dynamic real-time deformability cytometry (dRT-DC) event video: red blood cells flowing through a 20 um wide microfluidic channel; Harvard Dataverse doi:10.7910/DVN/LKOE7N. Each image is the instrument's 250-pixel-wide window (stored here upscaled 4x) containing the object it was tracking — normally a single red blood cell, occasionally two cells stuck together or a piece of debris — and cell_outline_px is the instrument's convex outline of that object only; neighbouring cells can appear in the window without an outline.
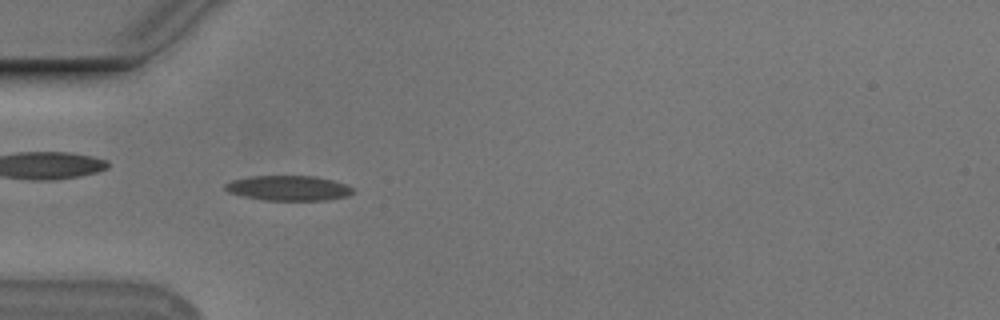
{"species": "Egyptian fruit bat (a non-hibernating species)", "species_latin": "Rousettus aegyptiacus", "temperature_condition": "cold", "stored_images_in_passage": 50, "camera_frame_rate_fps": 3000, "um_per_image_px": 0.085, "animal": {"sex": "male"}, "frame": {"image": 1, "passage_image": 12, "time_ms": 3.667, "image_size_px": [1000, 320], "cell_outline_px": [[352, 192], [348, 196], [328, 200], [264, 200], [240, 196], [228, 192], [224, 188], [224, 184], [232, 180], [252, 176], [312, 176], [332, 180], [344, 184], [352, 188]], "centroid_in_image_um": [24.47, 15.99], "position_along_channel_um": 60.5, "area_um2": 18.55}}
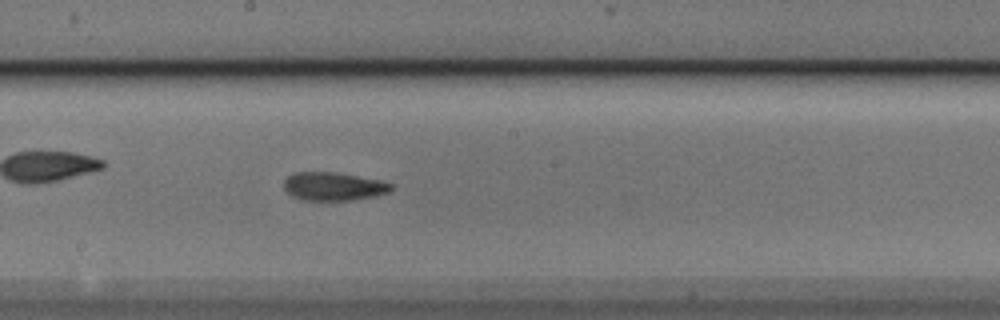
{"frame": {"image": 2, "passage_image": 25, "time_ms": 8.0, "image_size_px": [1000, 320], "cell_outline_px": [[392, 188], [388, 192], [376, 196], [352, 200], [300, 200], [292, 196], [284, 188], [284, 180], [288, 176], [296, 172], [336, 172], [380, 180], [392, 184]], "centroid_in_image_um": [28.33, 15.84], "position_along_channel_um": 219.9, "area_um2": 17.69}}
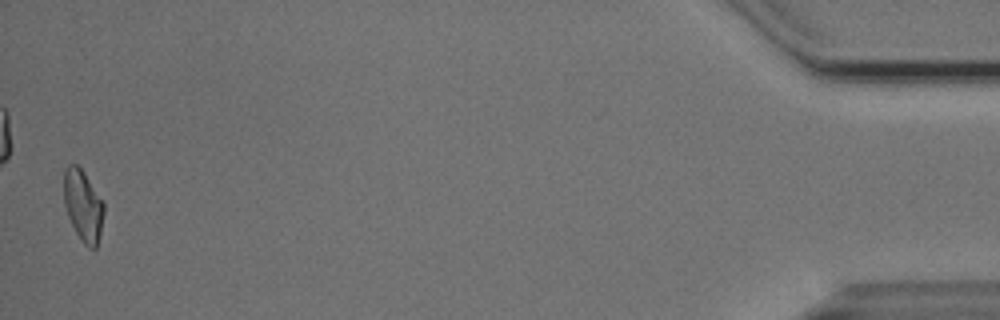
{"frame": {"image": 3, "passage_image": 49, "time_ms": 16.0, "image_size_px": [1000, 320], "cell_outline_px": [[104, 212], [100, 236], [96, 248], [88, 248], [80, 240], [68, 216], [64, 204], [64, 168], [68, 164], [76, 164], [84, 172], [104, 204]], "centroid_in_image_um": [7.06, 17.48], "position_along_channel_um": 428.1, "area_um2": 16.59}, "authors_computed_cell_mechanics": {"area_um2": 17.629, "velocity_mm_per_s": 3.7504, "shape_relaxation_time_tau1_ms": 7.3449, "shape_relaxation_time_tau2_ms": 3.023, "deformation_change_tau1": 0.1673, "deformation_change_tau2": 0.1005}}